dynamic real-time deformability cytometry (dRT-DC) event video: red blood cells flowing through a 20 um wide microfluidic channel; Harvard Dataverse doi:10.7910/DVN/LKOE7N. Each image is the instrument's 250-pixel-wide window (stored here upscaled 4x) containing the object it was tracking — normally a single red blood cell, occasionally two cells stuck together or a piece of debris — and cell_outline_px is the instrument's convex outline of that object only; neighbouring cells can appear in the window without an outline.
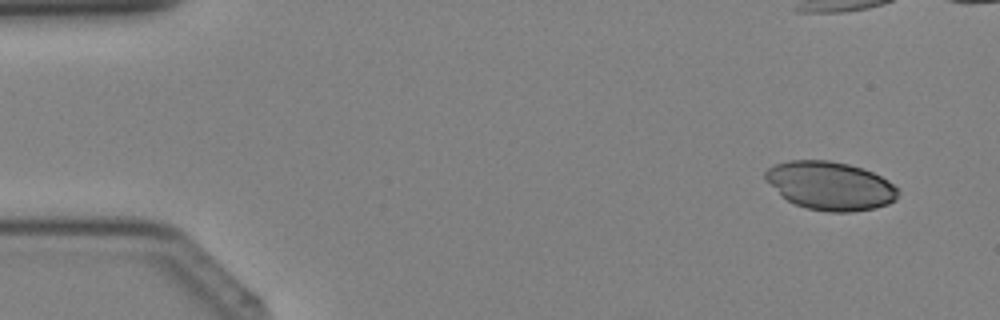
{"species": "Egyptian fruit bat (a non-hibernating species)", "species_latin": "Rousettus aegyptiacus", "temperature_condition": "cold", "stored_images_in_passage": 13, "camera_frame_rate_fps": 3000, "um_per_image_px": 0.085, "animal": {"sex": "female"}, "frame": {"image": 1, "passage_image": 3, "time_ms": 0.667, "image_size_px": [1000, 320], "cell_outline_px": [[892, 200], [884, 204], [868, 208], [816, 208], [800, 204], [792, 200], [788, 164], [840, 164], [856, 168], [868, 172], [884, 180], [892, 188]], "centroid_in_image_um": [71.14, 15.88], "position_along_channel_um": 13.9, "area_um2": 27.86}}